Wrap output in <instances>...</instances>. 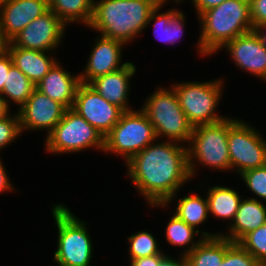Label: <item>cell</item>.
Returning <instances> with one entry per match:
<instances>
[{"label": "cell", "instance_id": "cb8c5ba5", "mask_svg": "<svg viewBox=\"0 0 266 266\" xmlns=\"http://www.w3.org/2000/svg\"><path fill=\"white\" fill-rule=\"evenodd\" d=\"M207 195V196H206ZM205 195L208 201L209 214L218 219L233 222L239 204L243 199L240 193L228 186L215 185L208 188Z\"/></svg>", "mask_w": 266, "mask_h": 266}, {"label": "cell", "instance_id": "3957f363", "mask_svg": "<svg viewBox=\"0 0 266 266\" xmlns=\"http://www.w3.org/2000/svg\"><path fill=\"white\" fill-rule=\"evenodd\" d=\"M197 52L202 56L222 51L237 36L253 31L249 0H226L217 7L201 13Z\"/></svg>", "mask_w": 266, "mask_h": 266}, {"label": "cell", "instance_id": "8992f818", "mask_svg": "<svg viewBox=\"0 0 266 266\" xmlns=\"http://www.w3.org/2000/svg\"><path fill=\"white\" fill-rule=\"evenodd\" d=\"M228 117L220 122L193 127L187 146L188 164L191 178L197 172L196 165L213 170L230 171L228 150ZM200 163V164H199Z\"/></svg>", "mask_w": 266, "mask_h": 266}, {"label": "cell", "instance_id": "7a4b0ae2", "mask_svg": "<svg viewBox=\"0 0 266 266\" xmlns=\"http://www.w3.org/2000/svg\"><path fill=\"white\" fill-rule=\"evenodd\" d=\"M166 1L94 0L89 28L128 45L148 27L152 11Z\"/></svg>", "mask_w": 266, "mask_h": 266}, {"label": "cell", "instance_id": "e575fe53", "mask_svg": "<svg viewBox=\"0 0 266 266\" xmlns=\"http://www.w3.org/2000/svg\"><path fill=\"white\" fill-rule=\"evenodd\" d=\"M175 4L182 3L184 0H171ZM226 0H191L194 5L195 13H197V16H199L201 13L212 9L214 7H217L220 5L222 2Z\"/></svg>", "mask_w": 266, "mask_h": 266}, {"label": "cell", "instance_id": "f546056e", "mask_svg": "<svg viewBox=\"0 0 266 266\" xmlns=\"http://www.w3.org/2000/svg\"><path fill=\"white\" fill-rule=\"evenodd\" d=\"M220 266H262L239 243L227 239V251Z\"/></svg>", "mask_w": 266, "mask_h": 266}, {"label": "cell", "instance_id": "1f68e13d", "mask_svg": "<svg viewBox=\"0 0 266 266\" xmlns=\"http://www.w3.org/2000/svg\"><path fill=\"white\" fill-rule=\"evenodd\" d=\"M19 114H9L0 120V152L21 135Z\"/></svg>", "mask_w": 266, "mask_h": 266}, {"label": "cell", "instance_id": "d6a6232c", "mask_svg": "<svg viewBox=\"0 0 266 266\" xmlns=\"http://www.w3.org/2000/svg\"><path fill=\"white\" fill-rule=\"evenodd\" d=\"M253 29L266 24V0H249Z\"/></svg>", "mask_w": 266, "mask_h": 266}, {"label": "cell", "instance_id": "8fae6325", "mask_svg": "<svg viewBox=\"0 0 266 266\" xmlns=\"http://www.w3.org/2000/svg\"><path fill=\"white\" fill-rule=\"evenodd\" d=\"M66 24L51 10L33 20L10 42L15 47L52 52L63 42Z\"/></svg>", "mask_w": 266, "mask_h": 266}, {"label": "cell", "instance_id": "9c48e42d", "mask_svg": "<svg viewBox=\"0 0 266 266\" xmlns=\"http://www.w3.org/2000/svg\"><path fill=\"white\" fill-rule=\"evenodd\" d=\"M95 148L104 150V136L72 108L46 136L45 150L50 154L77 153Z\"/></svg>", "mask_w": 266, "mask_h": 266}, {"label": "cell", "instance_id": "d6986e66", "mask_svg": "<svg viewBox=\"0 0 266 266\" xmlns=\"http://www.w3.org/2000/svg\"><path fill=\"white\" fill-rule=\"evenodd\" d=\"M266 224V206L258 198H243L228 231L220 235L238 243L246 234Z\"/></svg>", "mask_w": 266, "mask_h": 266}, {"label": "cell", "instance_id": "e0dca14e", "mask_svg": "<svg viewBox=\"0 0 266 266\" xmlns=\"http://www.w3.org/2000/svg\"><path fill=\"white\" fill-rule=\"evenodd\" d=\"M136 66L128 62L123 68L93 79L89 85L109 103L117 105L123 111L133 110L128 105L130 80L136 73Z\"/></svg>", "mask_w": 266, "mask_h": 266}, {"label": "cell", "instance_id": "44dd1931", "mask_svg": "<svg viewBox=\"0 0 266 266\" xmlns=\"http://www.w3.org/2000/svg\"><path fill=\"white\" fill-rule=\"evenodd\" d=\"M167 2H169V0H167L166 3L157 6L152 11L148 18L147 25L154 21L152 24H154L153 34L155 38L166 44L175 45L177 41L179 42V39H181L185 31L183 30V27L186 24L184 22L185 14L179 9L177 10L175 7L174 9H168V11L163 12L162 14L159 13L160 9H162V7H164L163 5H166Z\"/></svg>", "mask_w": 266, "mask_h": 266}, {"label": "cell", "instance_id": "277c9868", "mask_svg": "<svg viewBox=\"0 0 266 266\" xmlns=\"http://www.w3.org/2000/svg\"><path fill=\"white\" fill-rule=\"evenodd\" d=\"M51 207L58 229L53 261L62 266H90L94 248L87 223L62 203Z\"/></svg>", "mask_w": 266, "mask_h": 266}, {"label": "cell", "instance_id": "d590c367", "mask_svg": "<svg viewBox=\"0 0 266 266\" xmlns=\"http://www.w3.org/2000/svg\"><path fill=\"white\" fill-rule=\"evenodd\" d=\"M168 257L166 254H159L150 257L133 259L129 266H160V264Z\"/></svg>", "mask_w": 266, "mask_h": 266}, {"label": "cell", "instance_id": "6da1fadb", "mask_svg": "<svg viewBox=\"0 0 266 266\" xmlns=\"http://www.w3.org/2000/svg\"><path fill=\"white\" fill-rule=\"evenodd\" d=\"M126 165L130 182L152 208L170 206L183 184L192 179L187 145L179 142L155 141L132 157Z\"/></svg>", "mask_w": 266, "mask_h": 266}, {"label": "cell", "instance_id": "836d02e7", "mask_svg": "<svg viewBox=\"0 0 266 266\" xmlns=\"http://www.w3.org/2000/svg\"><path fill=\"white\" fill-rule=\"evenodd\" d=\"M13 65V61L9 52L4 49L0 53V94L4 89V83L7 79V74L10 67Z\"/></svg>", "mask_w": 266, "mask_h": 266}, {"label": "cell", "instance_id": "ba28073f", "mask_svg": "<svg viewBox=\"0 0 266 266\" xmlns=\"http://www.w3.org/2000/svg\"><path fill=\"white\" fill-rule=\"evenodd\" d=\"M155 141H158V139L146 114L140 108L133 109L124 111L119 121L104 137L103 152L122 156L127 163L137 153Z\"/></svg>", "mask_w": 266, "mask_h": 266}, {"label": "cell", "instance_id": "603a6c76", "mask_svg": "<svg viewBox=\"0 0 266 266\" xmlns=\"http://www.w3.org/2000/svg\"><path fill=\"white\" fill-rule=\"evenodd\" d=\"M227 251V238L221 235L204 238L182 257L184 266H220Z\"/></svg>", "mask_w": 266, "mask_h": 266}, {"label": "cell", "instance_id": "74e56055", "mask_svg": "<svg viewBox=\"0 0 266 266\" xmlns=\"http://www.w3.org/2000/svg\"><path fill=\"white\" fill-rule=\"evenodd\" d=\"M160 266H184L182 257L179 256L178 260L174 259L171 256H168Z\"/></svg>", "mask_w": 266, "mask_h": 266}, {"label": "cell", "instance_id": "4dcf8cb0", "mask_svg": "<svg viewBox=\"0 0 266 266\" xmlns=\"http://www.w3.org/2000/svg\"><path fill=\"white\" fill-rule=\"evenodd\" d=\"M249 191L260 199L266 200V165L245 171L240 175Z\"/></svg>", "mask_w": 266, "mask_h": 266}, {"label": "cell", "instance_id": "ab89813d", "mask_svg": "<svg viewBox=\"0 0 266 266\" xmlns=\"http://www.w3.org/2000/svg\"><path fill=\"white\" fill-rule=\"evenodd\" d=\"M254 31L260 37L263 46L266 48V24H262L256 28H254Z\"/></svg>", "mask_w": 266, "mask_h": 266}, {"label": "cell", "instance_id": "ac0fdd59", "mask_svg": "<svg viewBox=\"0 0 266 266\" xmlns=\"http://www.w3.org/2000/svg\"><path fill=\"white\" fill-rule=\"evenodd\" d=\"M80 75L71 74L64 70L57 61L35 88L52 100L61 103L66 109L72 108L78 86Z\"/></svg>", "mask_w": 266, "mask_h": 266}, {"label": "cell", "instance_id": "4316f807", "mask_svg": "<svg viewBox=\"0 0 266 266\" xmlns=\"http://www.w3.org/2000/svg\"><path fill=\"white\" fill-rule=\"evenodd\" d=\"M178 200L176 201L175 212L172 211V213L183 220L188 226L200 232L198 226L204 225L209 218L207 197L203 198V196L190 193V195H186Z\"/></svg>", "mask_w": 266, "mask_h": 266}, {"label": "cell", "instance_id": "60d3db41", "mask_svg": "<svg viewBox=\"0 0 266 266\" xmlns=\"http://www.w3.org/2000/svg\"><path fill=\"white\" fill-rule=\"evenodd\" d=\"M6 42L3 40L1 33H0V53L5 49Z\"/></svg>", "mask_w": 266, "mask_h": 266}, {"label": "cell", "instance_id": "f1b7e54d", "mask_svg": "<svg viewBox=\"0 0 266 266\" xmlns=\"http://www.w3.org/2000/svg\"><path fill=\"white\" fill-rule=\"evenodd\" d=\"M238 243L262 266H266V224L246 234Z\"/></svg>", "mask_w": 266, "mask_h": 266}, {"label": "cell", "instance_id": "83f0119b", "mask_svg": "<svg viewBox=\"0 0 266 266\" xmlns=\"http://www.w3.org/2000/svg\"><path fill=\"white\" fill-rule=\"evenodd\" d=\"M127 242H129L128 255L130 256L129 260L150 257L159 254H166L162 252L161 248H158L159 244L155 238V235H152L150 231H139L135 234H131L127 237Z\"/></svg>", "mask_w": 266, "mask_h": 266}, {"label": "cell", "instance_id": "5bb4252c", "mask_svg": "<svg viewBox=\"0 0 266 266\" xmlns=\"http://www.w3.org/2000/svg\"><path fill=\"white\" fill-rule=\"evenodd\" d=\"M222 49L238 68L266 81V48L254 30L237 36Z\"/></svg>", "mask_w": 266, "mask_h": 266}, {"label": "cell", "instance_id": "d4e9b609", "mask_svg": "<svg viewBox=\"0 0 266 266\" xmlns=\"http://www.w3.org/2000/svg\"><path fill=\"white\" fill-rule=\"evenodd\" d=\"M48 5L67 26L77 22L88 28L93 16L94 0H48Z\"/></svg>", "mask_w": 266, "mask_h": 266}, {"label": "cell", "instance_id": "7bdbcfd3", "mask_svg": "<svg viewBox=\"0 0 266 266\" xmlns=\"http://www.w3.org/2000/svg\"><path fill=\"white\" fill-rule=\"evenodd\" d=\"M143 1H167V0H143Z\"/></svg>", "mask_w": 266, "mask_h": 266}, {"label": "cell", "instance_id": "f35d334b", "mask_svg": "<svg viewBox=\"0 0 266 266\" xmlns=\"http://www.w3.org/2000/svg\"><path fill=\"white\" fill-rule=\"evenodd\" d=\"M10 113V108L6 104L4 98L0 95V120L7 117Z\"/></svg>", "mask_w": 266, "mask_h": 266}, {"label": "cell", "instance_id": "5b68a950", "mask_svg": "<svg viewBox=\"0 0 266 266\" xmlns=\"http://www.w3.org/2000/svg\"><path fill=\"white\" fill-rule=\"evenodd\" d=\"M144 101L140 108L152 123L157 139L166 141L189 143L193 126L183 112L175 90L170 88H156Z\"/></svg>", "mask_w": 266, "mask_h": 266}, {"label": "cell", "instance_id": "484cf974", "mask_svg": "<svg viewBox=\"0 0 266 266\" xmlns=\"http://www.w3.org/2000/svg\"><path fill=\"white\" fill-rule=\"evenodd\" d=\"M34 89L35 84L13 64L9 69L4 89L0 95L9 108H11L9 104L11 101V104L14 102L19 110L32 95Z\"/></svg>", "mask_w": 266, "mask_h": 266}, {"label": "cell", "instance_id": "52a82bcc", "mask_svg": "<svg viewBox=\"0 0 266 266\" xmlns=\"http://www.w3.org/2000/svg\"><path fill=\"white\" fill-rule=\"evenodd\" d=\"M223 84V79L216 78L204 82L180 81L171 85L187 120L193 127L217 123L226 118L216 112L223 96Z\"/></svg>", "mask_w": 266, "mask_h": 266}, {"label": "cell", "instance_id": "30bf717a", "mask_svg": "<svg viewBox=\"0 0 266 266\" xmlns=\"http://www.w3.org/2000/svg\"><path fill=\"white\" fill-rule=\"evenodd\" d=\"M227 143L231 171L238 175L266 165V139L245 120L228 117Z\"/></svg>", "mask_w": 266, "mask_h": 266}, {"label": "cell", "instance_id": "2e32d148", "mask_svg": "<svg viewBox=\"0 0 266 266\" xmlns=\"http://www.w3.org/2000/svg\"><path fill=\"white\" fill-rule=\"evenodd\" d=\"M85 69L79 74L80 81L89 84L93 79L123 68L128 62H121L123 42L97 35Z\"/></svg>", "mask_w": 266, "mask_h": 266}, {"label": "cell", "instance_id": "4fadbf2b", "mask_svg": "<svg viewBox=\"0 0 266 266\" xmlns=\"http://www.w3.org/2000/svg\"><path fill=\"white\" fill-rule=\"evenodd\" d=\"M66 108L36 88L25 104L17 111L21 132L46 130V136L62 120Z\"/></svg>", "mask_w": 266, "mask_h": 266}, {"label": "cell", "instance_id": "7402d4cb", "mask_svg": "<svg viewBox=\"0 0 266 266\" xmlns=\"http://www.w3.org/2000/svg\"><path fill=\"white\" fill-rule=\"evenodd\" d=\"M166 241L172 246L182 247L180 257H184L192 251L204 238H212L219 236L222 232L208 233L205 231H197L195 228L188 226L183 220L178 218L174 213L169 218L165 229ZM200 233L199 239L195 241V237ZM186 249H185V248Z\"/></svg>", "mask_w": 266, "mask_h": 266}, {"label": "cell", "instance_id": "9a60e30c", "mask_svg": "<svg viewBox=\"0 0 266 266\" xmlns=\"http://www.w3.org/2000/svg\"><path fill=\"white\" fill-rule=\"evenodd\" d=\"M49 10L48 0H11L0 5V33L10 42L24 27Z\"/></svg>", "mask_w": 266, "mask_h": 266}, {"label": "cell", "instance_id": "7c38bea8", "mask_svg": "<svg viewBox=\"0 0 266 266\" xmlns=\"http://www.w3.org/2000/svg\"><path fill=\"white\" fill-rule=\"evenodd\" d=\"M72 109L105 137L119 121L124 112L109 103L89 84L80 83Z\"/></svg>", "mask_w": 266, "mask_h": 266}, {"label": "cell", "instance_id": "8d00e7d4", "mask_svg": "<svg viewBox=\"0 0 266 266\" xmlns=\"http://www.w3.org/2000/svg\"><path fill=\"white\" fill-rule=\"evenodd\" d=\"M7 175V170H5V166L1 160L0 157V193H6L10 191H15V188L13 187V183L10 182L11 179H9ZM6 191V192H5Z\"/></svg>", "mask_w": 266, "mask_h": 266}, {"label": "cell", "instance_id": "ffe728a7", "mask_svg": "<svg viewBox=\"0 0 266 266\" xmlns=\"http://www.w3.org/2000/svg\"><path fill=\"white\" fill-rule=\"evenodd\" d=\"M5 49L11 55L13 64L35 85L42 80L58 61L56 57L49 55L50 52L15 47L11 42L5 44Z\"/></svg>", "mask_w": 266, "mask_h": 266}, {"label": "cell", "instance_id": "b9f144b4", "mask_svg": "<svg viewBox=\"0 0 266 266\" xmlns=\"http://www.w3.org/2000/svg\"><path fill=\"white\" fill-rule=\"evenodd\" d=\"M11 0H0V5Z\"/></svg>", "mask_w": 266, "mask_h": 266}]
</instances>
